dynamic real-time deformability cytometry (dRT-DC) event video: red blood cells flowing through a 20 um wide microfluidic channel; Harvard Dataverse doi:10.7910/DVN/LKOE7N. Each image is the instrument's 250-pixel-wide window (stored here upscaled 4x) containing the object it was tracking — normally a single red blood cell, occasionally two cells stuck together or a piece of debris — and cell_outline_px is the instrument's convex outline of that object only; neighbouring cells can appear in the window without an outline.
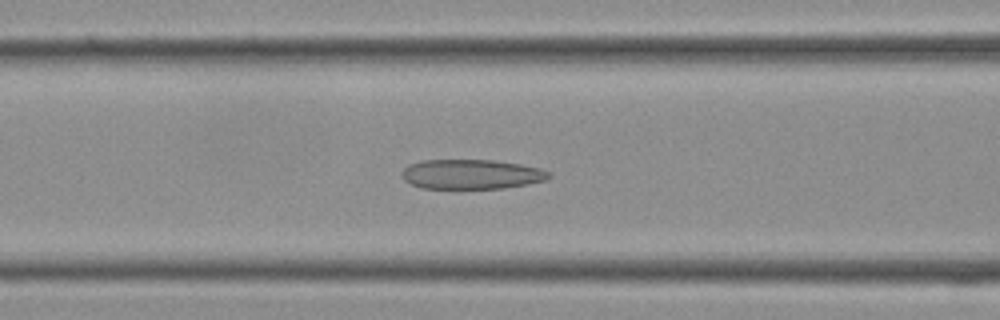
{"species": "Egyptian fruit bat (a non-hibernating species)", "species_latin": "Rousettus aegyptiacus", "temperature_condition": "cold", "stored_images_in_passage": 32, "camera_frame_rate_fps": 3000, "um_per_image_px": 0.085, "frame": {"image": 1, "passage_image": 10, "time_ms": 3.0, "image_size_px": [1000, 320], "cell_outline_px": [[552, 176], [548, 180], [528, 184], [504, 188], [420, 188], [404, 180], [404, 168], [408, 164], [420, 160], [492, 160], [520, 164], [540, 168], [552, 172]], "centroid_in_image_um": [40.13, 14.81], "position_along_channel_um": 126.5, "area_um2": 25.49}}
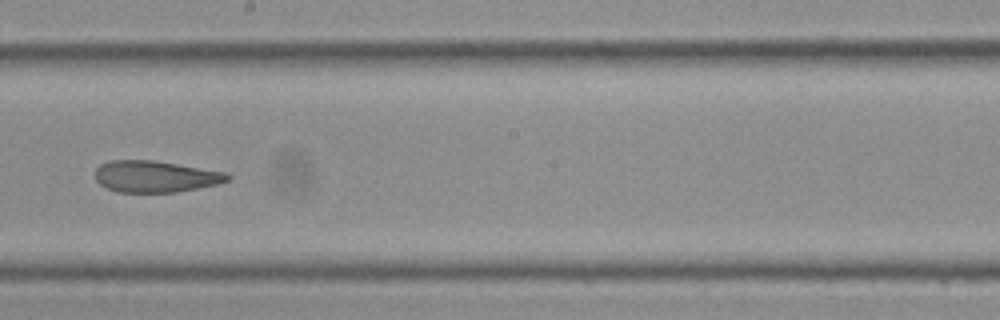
{"frame": {"image": 2, "passage_image": 16, "time_ms": 5.0, "image_size_px": [1000, 320], "cell_outline_px": [[232, 180], [216, 184], [176, 192], [116, 192], [100, 184], [96, 180], [96, 168], [100, 164], [108, 160], [152, 160], [224, 172], [232, 176]], "centroid_in_image_um": [13.19, 15.0], "position_along_channel_um": 235.0, "area_um2": 24.16}}
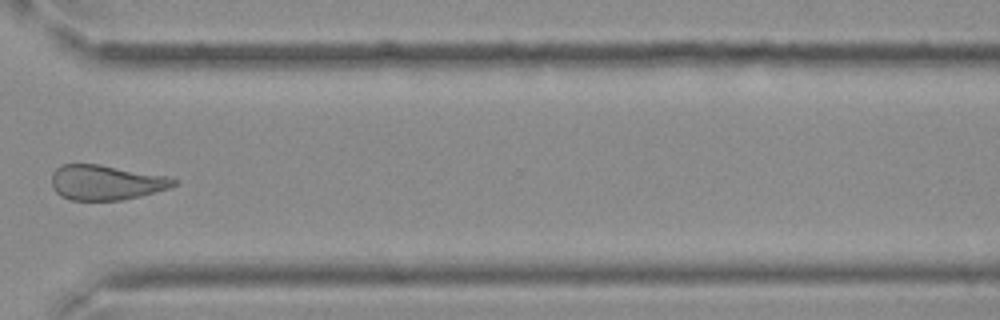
{"frame": {"image": 3, "passage_image": 23, "time_ms": 7.333, "image_size_px": [1000, 320], "cell_outline_px": [[180, 184], [168, 188], [140, 196], [120, 200], [72, 200], [60, 196], [52, 188], [52, 172], [60, 164], [100, 164], [168, 176], [180, 180]], "centroid_in_image_um": [9.02, 15.5], "position_along_channel_um": 361.6, "area_um2": 25.14}}